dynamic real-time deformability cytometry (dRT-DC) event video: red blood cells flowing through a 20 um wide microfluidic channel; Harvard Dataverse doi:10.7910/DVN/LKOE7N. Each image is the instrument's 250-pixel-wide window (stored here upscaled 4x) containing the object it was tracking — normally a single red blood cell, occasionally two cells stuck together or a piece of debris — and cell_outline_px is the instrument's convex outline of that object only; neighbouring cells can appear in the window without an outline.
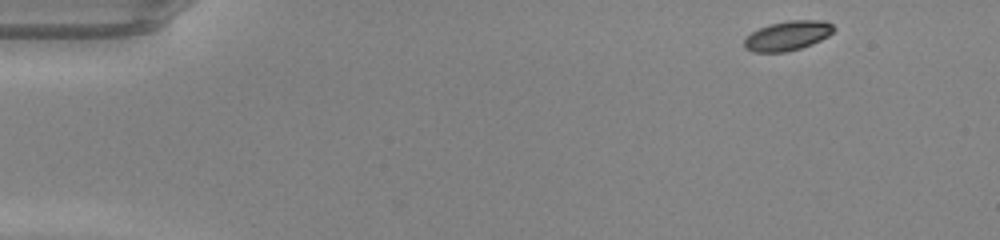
{"species": "common noctule bat (a hibernating species)", "species_latin": "Nyctalus noctula", "temperature_condition": "warm", "stored_images_in_passage": 45, "camera_frame_rate_fps": 3000, "um_per_image_px": 0.085, "animal": {"sex": "male", "body_mass_g": 20.0, "forearm_length_mm": 53.3}, "frame": {"image": 1, "passage_image": 1, "time_ms": 0.0, "image_size_px": [1000, 240], "cell_outline_px": [[836, 28], [828, 36], [812, 44], [800, 48], [784, 52], [752, 52], [744, 48], [744, 40], [752, 32], [768, 24], [788, 20], [824, 20], [832, 24]], "centroid_in_image_um": [66.95, 3.03], "position_along_channel_um": 18.0, "area_um2": 15.43}}
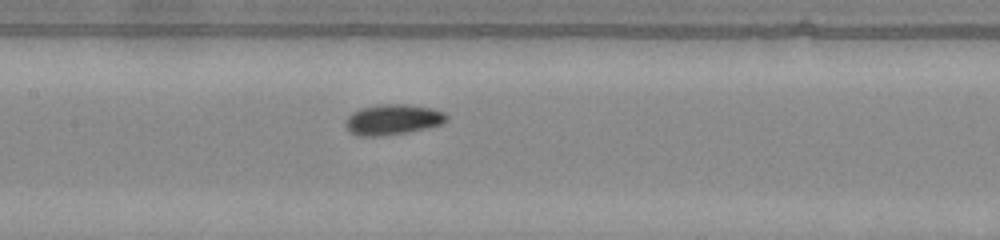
{"frame": {"image": 2, "passage_image": 20, "time_ms": 6.333, "image_size_px": [1000, 240], "cell_outline_px": [[448, 120], [440, 124], [408, 132], [380, 136], [356, 136], [348, 132], [344, 124], [348, 116], [352, 112], [360, 108], [380, 104], [404, 104], [432, 108], [444, 112], [448, 116]], "centroid_in_image_um": [33.34, 10.16], "position_along_channel_um": 174.1, "area_um2": 18.03}}
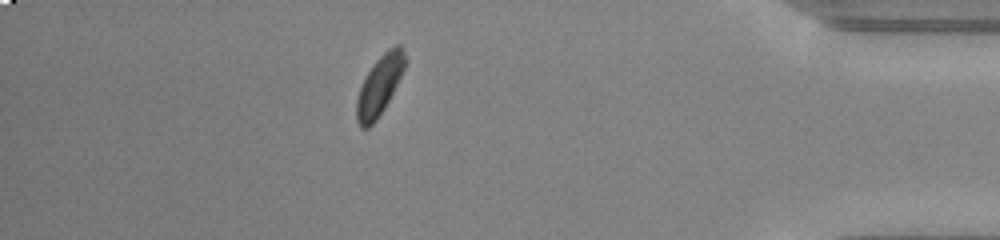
{"frame": {"image": 3, "passage_image": 39, "time_ms": 12.667, "image_size_px": [1000, 240], "cell_outline_px": [[408, 60], [384, 108], [376, 120], [368, 128], [360, 128], [356, 120], [356, 100], [360, 88], [372, 64], [388, 48], [396, 44], [400, 44]], "centroid_in_image_um": [32.25, 7.24], "position_along_channel_um": 402.9, "area_um2": 16.59}, "authors_computed_cell_mechanics": {"area_um2": 16.6464, "velocity_mm_per_s": 4.2471, "shape_relaxation_time_tau1_ms": 2.175, "shape_relaxation_time_tau2_ms": 7.2569, "deformation_change_tau1": 0.0682, "deformation_change_tau2": 0.1109}}